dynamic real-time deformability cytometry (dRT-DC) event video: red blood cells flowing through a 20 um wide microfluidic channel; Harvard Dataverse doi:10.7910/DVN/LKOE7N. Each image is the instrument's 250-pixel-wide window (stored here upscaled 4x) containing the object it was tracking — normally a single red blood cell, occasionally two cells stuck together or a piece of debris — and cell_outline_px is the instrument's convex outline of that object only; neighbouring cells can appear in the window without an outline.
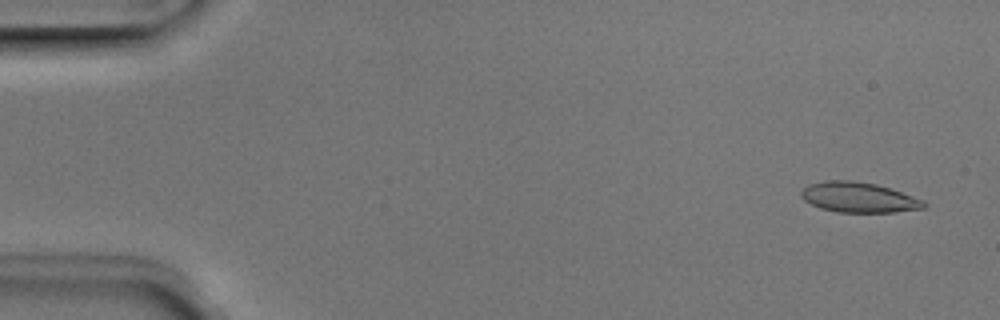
{"species": "Egyptian fruit bat (a non-hibernating species)", "species_latin": "Rousettus aegyptiacus", "temperature_condition": "room temperature", "stored_images_in_passage": 51, "camera_frame_rate_fps": 3000, "um_per_image_px": 0.085, "animal": {"sex": "male"}, "frame": {"image": 1, "passage_image": 3, "time_ms": 0.667, "image_size_px": [1000, 320], "cell_outline_px": [[928, 204], [924, 208], [896, 212], [836, 212], [820, 208], [804, 200], [800, 196], [800, 192], [808, 184], [824, 180], [852, 180], [876, 184], [892, 188], [924, 200]], "centroid_in_image_um": [73.0, 16.77], "position_along_channel_um": 12.0, "area_um2": 21.85}}
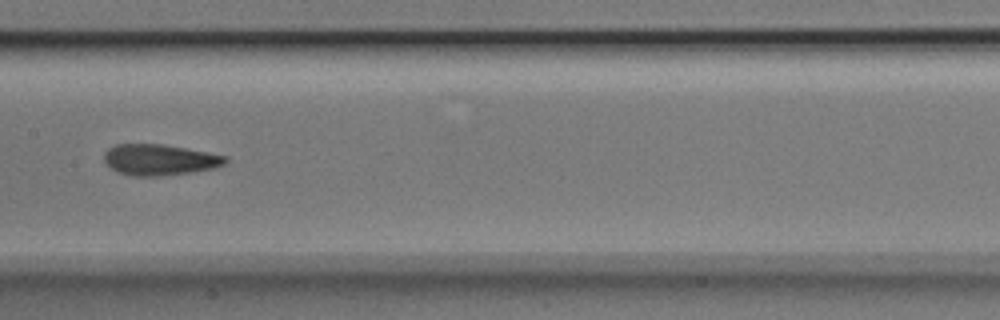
{"frame": {"image": 2, "passage_image": 26, "time_ms": 8.333, "image_size_px": [1000, 320], "cell_outline_px": [[228, 160], [224, 164], [216, 168], [188, 172], [156, 176], [132, 176], [116, 172], [104, 164], [104, 152], [108, 148], [116, 144], [164, 144], [228, 156]], "centroid_in_image_um": [13.52, 13.57], "position_along_channel_um": 193.9, "area_um2": 22.02}}
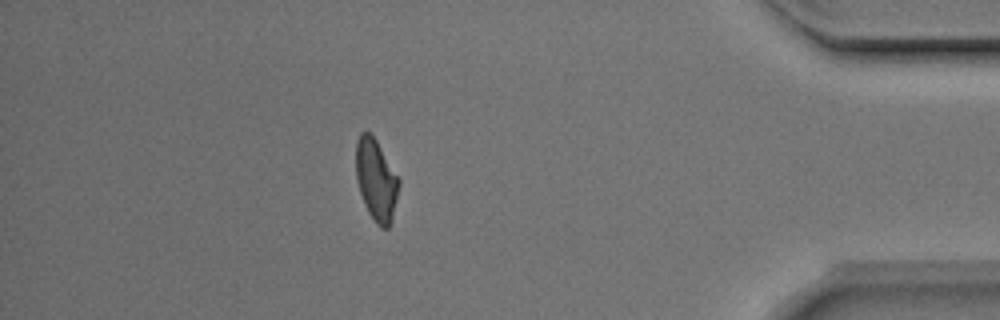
{"frame": {"image": 3, "passage_image": 45, "time_ms": 14.667, "image_size_px": [1000, 320], "cell_outline_px": [[400, 184], [392, 216], [388, 228], [380, 228], [376, 224], [368, 212], [364, 204], [356, 180], [356, 140], [360, 132], [368, 132], [376, 140], [400, 180]], "centroid_in_image_um": [31.95, 15.3], "position_along_channel_um": 403.2, "area_um2": 20.23}, "authors_computed_cell_mechanics": {"area_um2": 21.5594, "velocity_mm_per_s": 3.9806, "shape_relaxation_time_tau1_ms": 8.5981, "shape_relaxation_time_tau2_ms": 1.9033, "deformation_change_tau1": 0.1882, "deformation_change_tau2": 0.0993}}